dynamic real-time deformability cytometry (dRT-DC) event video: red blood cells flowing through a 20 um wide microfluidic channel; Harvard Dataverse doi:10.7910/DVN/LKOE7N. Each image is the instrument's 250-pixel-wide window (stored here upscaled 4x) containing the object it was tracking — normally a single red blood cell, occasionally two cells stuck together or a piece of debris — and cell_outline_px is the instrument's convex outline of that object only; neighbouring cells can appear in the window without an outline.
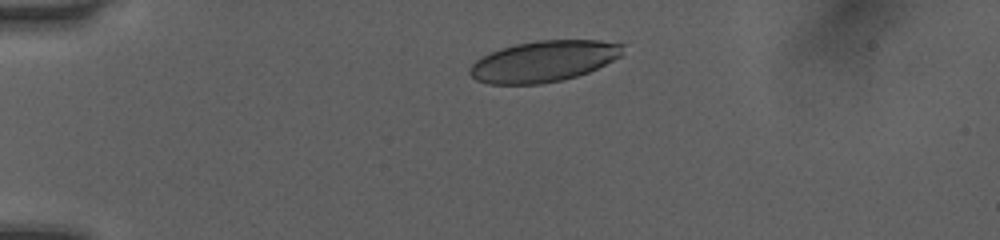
{"species": "human", "species_latin": "Homo sapiens", "temperature_condition": "room temperature", "stored_images_in_passage": 33, "camera_frame_rate_fps": 3000, "um_per_image_px": 0.085, "donor": {"sex": "female"}, "frame": {"image": 1, "passage_image": 1, "time_ms": 0.0, "image_size_px": [1000, 240], "cell_outline_px": [[624, 44], [620, 56], [588, 72], [564, 80], [540, 84], [488, 84], [476, 80], [468, 72], [468, 68], [476, 60], [488, 52], [500, 48], [516, 44], [536, 40], [600, 40]], "centroid_in_image_um": [46.16, 5.21], "position_along_channel_um": 38.8, "area_um2": 36.65}}
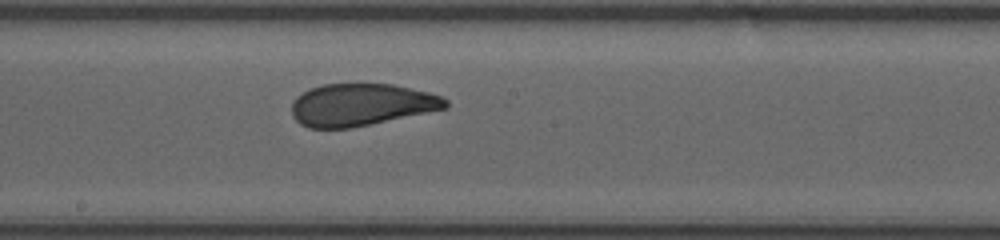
{"frame": {"image": 2, "passage_image": 18, "time_ms": 5.667, "image_size_px": [1000, 240], "cell_outline_px": [[448, 108], [352, 128], [308, 128], [300, 124], [292, 116], [292, 100], [296, 96], [308, 88], [324, 84], [392, 84], [428, 92], [444, 96], [448, 100]], "centroid_in_image_um": [30.69, 8.9], "position_along_channel_um": 217.5, "area_um2": 38.15}}
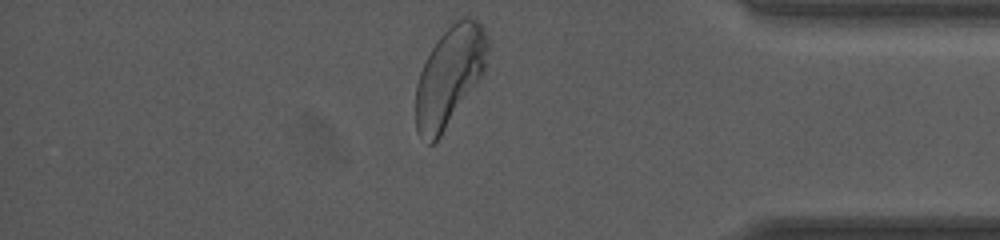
{"frame": {"image": 3, "passage_image": 33, "time_ms": 10.667, "image_size_px": [1000, 240], "cell_outline_px": [[488, 52], [484, 72], [440, 136], [432, 144], [428, 144], [420, 136], [416, 128], [416, 84], [420, 72], [436, 40], [456, 20], [464, 16], [468, 16], [480, 20], [488, 36]], "centroid_in_image_um": [38.23, 6.43], "position_along_channel_um": 397.0, "area_um2": 41.27}, "authors_computed_cell_mechanics": {"area_um2": 39.0728, "velocity_mm_per_s": 4.0413, "shape_relaxation_time_tau1_ms": 4.8496, "shape_relaxation_time_tau2_ms": 0.9337, "deformation_change_tau1": 0.1603, "deformation_change_tau2": 0.0751}}